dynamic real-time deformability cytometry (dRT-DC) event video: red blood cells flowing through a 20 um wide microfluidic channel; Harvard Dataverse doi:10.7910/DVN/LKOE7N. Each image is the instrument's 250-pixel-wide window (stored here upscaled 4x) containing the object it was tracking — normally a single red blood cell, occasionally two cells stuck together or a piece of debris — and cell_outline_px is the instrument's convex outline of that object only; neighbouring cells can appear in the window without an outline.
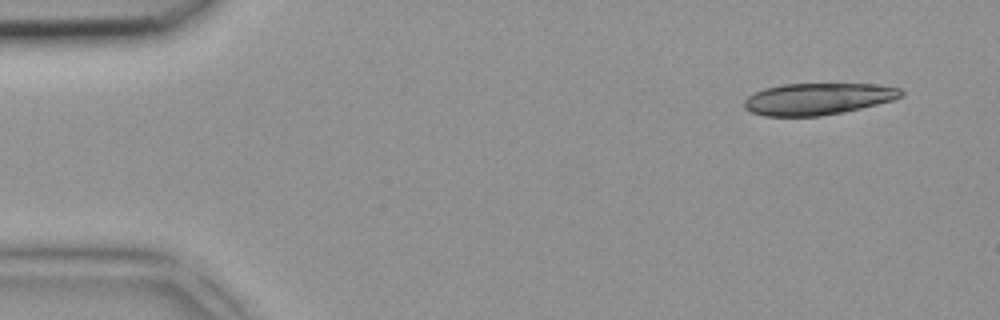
{"species": "common noctule bat (a hibernating species)", "species_latin": "Nyctalus noctula", "temperature_condition": "room temperature", "stored_images_in_passage": 5, "camera_frame_rate_fps": 3000, "um_per_image_px": 0.085, "animal": {"sex": "female", "body_mass_g": 18.4}, "frame": {"image": 1, "passage_image": 1, "time_ms": 0.0, "image_size_px": [1000, 320], "cell_outline_px": [[904, 92], [900, 96], [892, 100], [844, 112], [820, 116], [764, 116], [752, 112], [744, 108], [744, 100], [748, 96], [764, 88], [784, 84], [880, 84], [900, 88]], "centroid_in_image_um": [69.5, 8.4], "position_along_channel_um": 15.5, "area_um2": 28.9}}